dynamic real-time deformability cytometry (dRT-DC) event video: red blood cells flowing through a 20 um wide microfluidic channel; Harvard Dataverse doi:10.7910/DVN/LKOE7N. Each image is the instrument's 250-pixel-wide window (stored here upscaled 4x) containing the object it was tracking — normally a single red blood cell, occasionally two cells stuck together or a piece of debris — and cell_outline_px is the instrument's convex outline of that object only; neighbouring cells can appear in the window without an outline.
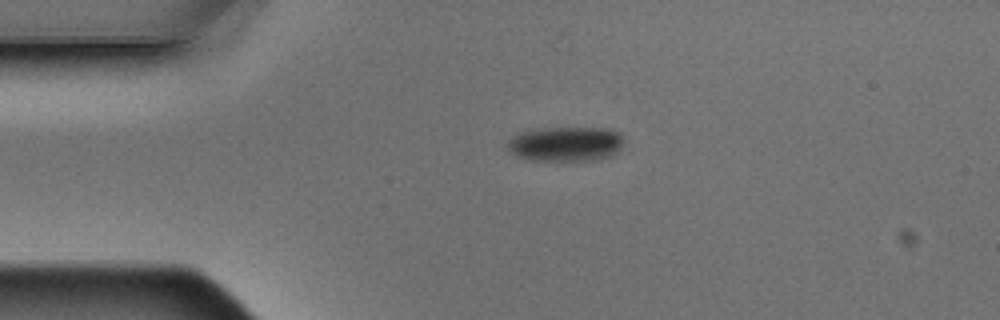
{"species": "Egyptian fruit bat (a non-hibernating species)", "species_latin": "Rousettus aegyptiacus", "temperature_condition": "warm", "stored_images_in_passage": 2, "camera_frame_rate_fps": 3000, "um_per_image_px": 0.085, "animal": {"sex": "male"}, "frame": {"image": 1, "passage_image": 1, "time_ms": 0.0, "image_size_px": [1000, 320], "cell_outline_px": [[624, 140], [620, 148], [616, 152], [608, 156], [592, 160], [532, 160], [516, 156], [508, 148], [508, 140], [516, 132], [540, 128], [604, 128], [620, 132]], "centroid_in_image_um": [48.06, 12.22], "position_along_channel_um": 36.9, "area_um2": 23.52}}